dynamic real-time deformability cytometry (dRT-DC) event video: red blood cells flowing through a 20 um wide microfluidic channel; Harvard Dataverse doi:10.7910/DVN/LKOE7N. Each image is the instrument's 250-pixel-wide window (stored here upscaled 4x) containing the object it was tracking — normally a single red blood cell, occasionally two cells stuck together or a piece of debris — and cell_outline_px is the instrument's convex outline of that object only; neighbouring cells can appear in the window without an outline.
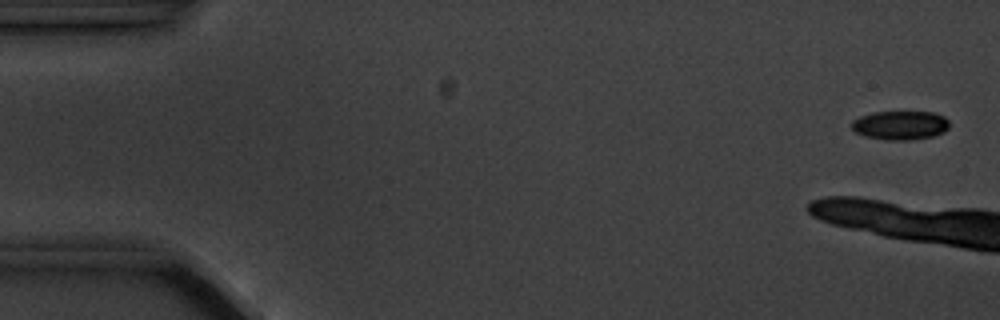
{"species": "common noctule bat (a hibernating species)", "species_latin": "Nyctalus noctula", "temperature_condition": "cold", "stored_images_in_passage": 7, "camera_frame_rate_fps": 3000, "um_per_image_px": 0.085, "animal": {"sex": "male", "body_mass_g": 20.1, "forearm_length_mm": 53.5}, "frame": {"image": 1, "passage_image": 1, "time_ms": 0.0, "image_size_px": [1000, 320], "cell_outline_px": [[948, 128], [944, 132], [932, 136], [904, 140], [888, 140], [864, 136], [856, 132], [852, 128], [852, 120], [860, 116], [872, 112], [936, 112], [944, 116], [948, 120]], "centroid_in_image_um": [76.52, 10.63], "position_along_channel_um": 8.5, "area_um2": 16.42}}